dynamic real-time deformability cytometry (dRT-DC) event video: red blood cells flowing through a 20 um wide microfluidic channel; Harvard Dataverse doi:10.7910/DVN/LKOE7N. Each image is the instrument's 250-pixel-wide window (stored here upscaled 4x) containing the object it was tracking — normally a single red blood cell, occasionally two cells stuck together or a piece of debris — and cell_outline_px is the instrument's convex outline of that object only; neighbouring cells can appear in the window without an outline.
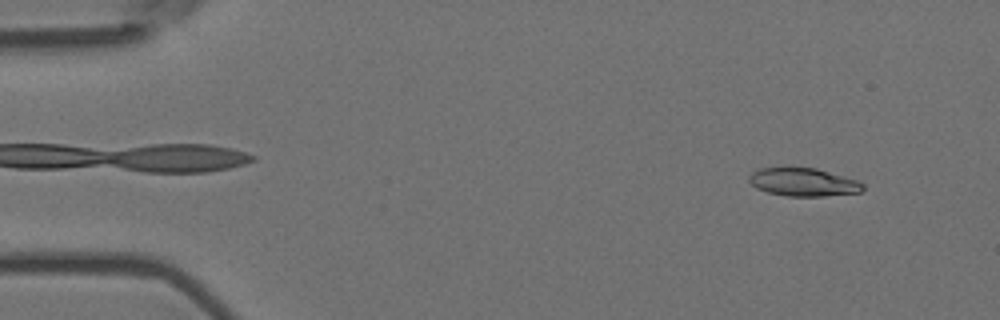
{"species": "Egyptian fruit bat (a non-hibernating species)", "species_latin": "Rousettus aegyptiacus", "temperature_condition": "room temperature", "stored_images_in_passage": 4, "camera_frame_rate_fps": 3000, "um_per_image_px": 0.085, "animal": {"sex": "female"}, "frame": {"image": 1, "passage_image": 4, "time_ms": 1.0, "image_size_px": [1000, 320], "cell_outline_px": [[864, 188], [860, 192], [824, 196], [788, 196], [768, 192], [756, 188], [748, 180], [748, 176], [752, 172], [760, 168], [816, 168], [844, 176], [856, 180], [864, 184]], "centroid_in_image_um": [68.27, 15.48], "position_along_channel_um": 16.7, "area_um2": 18.5}}